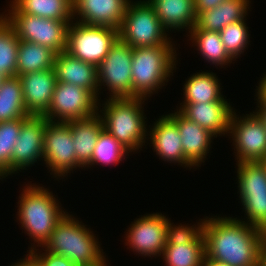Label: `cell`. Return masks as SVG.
<instances>
[{
  "label": "cell",
  "instance_id": "obj_29",
  "mask_svg": "<svg viewBox=\"0 0 266 266\" xmlns=\"http://www.w3.org/2000/svg\"><path fill=\"white\" fill-rule=\"evenodd\" d=\"M28 116L18 76L6 77L0 85V122Z\"/></svg>",
  "mask_w": 266,
  "mask_h": 266
},
{
  "label": "cell",
  "instance_id": "obj_44",
  "mask_svg": "<svg viewBox=\"0 0 266 266\" xmlns=\"http://www.w3.org/2000/svg\"><path fill=\"white\" fill-rule=\"evenodd\" d=\"M261 162L265 166V169H266V156L261 160Z\"/></svg>",
  "mask_w": 266,
  "mask_h": 266
},
{
  "label": "cell",
  "instance_id": "obj_15",
  "mask_svg": "<svg viewBox=\"0 0 266 266\" xmlns=\"http://www.w3.org/2000/svg\"><path fill=\"white\" fill-rule=\"evenodd\" d=\"M46 118L44 116H28L21 125L19 136L12 152V174L26 170L37 160H43V142ZM21 169V170H20Z\"/></svg>",
  "mask_w": 266,
  "mask_h": 266
},
{
  "label": "cell",
  "instance_id": "obj_36",
  "mask_svg": "<svg viewBox=\"0 0 266 266\" xmlns=\"http://www.w3.org/2000/svg\"><path fill=\"white\" fill-rule=\"evenodd\" d=\"M38 250L39 249L35 248L29 251L35 257L38 266H77L64 256H59L47 251L43 253Z\"/></svg>",
  "mask_w": 266,
  "mask_h": 266
},
{
  "label": "cell",
  "instance_id": "obj_16",
  "mask_svg": "<svg viewBox=\"0 0 266 266\" xmlns=\"http://www.w3.org/2000/svg\"><path fill=\"white\" fill-rule=\"evenodd\" d=\"M129 1L73 0V19L82 24L105 26L118 31Z\"/></svg>",
  "mask_w": 266,
  "mask_h": 266
},
{
  "label": "cell",
  "instance_id": "obj_12",
  "mask_svg": "<svg viewBox=\"0 0 266 266\" xmlns=\"http://www.w3.org/2000/svg\"><path fill=\"white\" fill-rule=\"evenodd\" d=\"M43 156L49 172L65 177L70 171L80 168L68 122H55L46 119L44 130Z\"/></svg>",
  "mask_w": 266,
  "mask_h": 266
},
{
  "label": "cell",
  "instance_id": "obj_1",
  "mask_svg": "<svg viewBox=\"0 0 266 266\" xmlns=\"http://www.w3.org/2000/svg\"><path fill=\"white\" fill-rule=\"evenodd\" d=\"M208 218L203 223L206 257L229 266H258L266 231L237 217Z\"/></svg>",
  "mask_w": 266,
  "mask_h": 266
},
{
  "label": "cell",
  "instance_id": "obj_4",
  "mask_svg": "<svg viewBox=\"0 0 266 266\" xmlns=\"http://www.w3.org/2000/svg\"><path fill=\"white\" fill-rule=\"evenodd\" d=\"M145 98H110L102 104L98 115L103 129L118 141L128 152H136L145 145L147 124L144 108Z\"/></svg>",
  "mask_w": 266,
  "mask_h": 266
},
{
  "label": "cell",
  "instance_id": "obj_14",
  "mask_svg": "<svg viewBox=\"0 0 266 266\" xmlns=\"http://www.w3.org/2000/svg\"><path fill=\"white\" fill-rule=\"evenodd\" d=\"M169 219L153 213L135 219L126 234V245L141 256H161L167 241Z\"/></svg>",
  "mask_w": 266,
  "mask_h": 266
},
{
  "label": "cell",
  "instance_id": "obj_18",
  "mask_svg": "<svg viewBox=\"0 0 266 266\" xmlns=\"http://www.w3.org/2000/svg\"><path fill=\"white\" fill-rule=\"evenodd\" d=\"M150 130L152 131L147 134L150 137L147 138L151 139L153 149L161 159L169 163H179L178 165L189 169L194 167L185 158L177 124L168 115H162Z\"/></svg>",
  "mask_w": 266,
  "mask_h": 266
},
{
  "label": "cell",
  "instance_id": "obj_20",
  "mask_svg": "<svg viewBox=\"0 0 266 266\" xmlns=\"http://www.w3.org/2000/svg\"><path fill=\"white\" fill-rule=\"evenodd\" d=\"M178 127L182 138V147L185 158L195 167L204 163L207 153L211 148L213 137L210 131L202 128L197 123L185 117L179 110L175 113L167 114Z\"/></svg>",
  "mask_w": 266,
  "mask_h": 266
},
{
  "label": "cell",
  "instance_id": "obj_42",
  "mask_svg": "<svg viewBox=\"0 0 266 266\" xmlns=\"http://www.w3.org/2000/svg\"><path fill=\"white\" fill-rule=\"evenodd\" d=\"M255 113L260 117L266 128V111H255Z\"/></svg>",
  "mask_w": 266,
  "mask_h": 266
},
{
  "label": "cell",
  "instance_id": "obj_27",
  "mask_svg": "<svg viewBox=\"0 0 266 266\" xmlns=\"http://www.w3.org/2000/svg\"><path fill=\"white\" fill-rule=\"evenodd\" d=\"M22 13L58 21H73V0H12Z\"/></svg>",
  "mask_w": 266,
  "mask_h": 266
},
{
  "label": "cell",
  "instance_id": "obj_5",
  "mask_svg": "<svg viewBox=\"0 0 266 266\" xmlns=\"http://www.w3.org/2000/svg\"><path fill=\"white\" fill-rule=\"evenodd\" d=\"M169 45L133 48L132 57V98L147 99L158 92L176 69L177 53Z\"/></svg>",
  "mask_w": 266,
  "mask_h": 266
},
{
  "label": "cell",
  "instance_id": "obj_41",
  "mask_svg": "<svg viewBox=\"0 0 266 266\" xmlns=\"http://www.w3.org/2000/svg\"><path fill=\"white\" fill-rule=\"evenodd\" d=\"M201 266H229V265L226 263H221V262L215 261L213 259H210V258L204 256L202 263H201Z\"/></svg>",
  "mask_w": 266,
  "mask_h": 266
},
{
  "label": "cell",
  "instance_id": "obj_7",
  "mask_svg": "<svg viewBox=\"0 0 266 266\" xmlns=\"http://www.w3.org/2000/svg\"><path fill=\"white\" fill-rule=\"evenodd\" d=\"M2 15L13 26L20 41L37 43L56 54L66 51L70 21H58L20 12L12 3Z\"/></svg>",
  "mask_w": 266,
  "mask_h": 266
},
{
  "label": "cell",
  "instance_id": "obj_19",
  "mask_svg": "<svg viewBox=\"0 0 266 266\" xmlns=\"http://www.w3.org/2000/svg\"><path fill=\"white\" fill-rule=\"evenodd\" d=\"M177 110L192 122L210 131L216 138L228 134L230 118L234 111L228 101L183 104Z\"/></svg>",
  "mask_w": 266,
  "mask_h": 266
},
{
  "label": "cell",
  "instance_id": "obj_10",
  "mask_svg": "<svg viewBox=\"0 0 266 266\" xmlns=\"http://www.w3.org/2000/svg\"><path fill=\"white\" fill-rule=\"evenodd\" d=\"M132 57L133 48L117 38L97 66L99 90L106 85L109 99L132 98Z\"/></svg>",
  "mask_w": 266,
  "mask_h": 266
},
{
  "label": "cell",
  "instance_id": "obj_13",
  "mask_svg": "<svg viewBox=\"0 0 266 266\" xmlns=\"http://www.w3.org/2000/svg\"><path fill=\"white\" fill-rule=\"evenodd\" d=\"M228 133L234 141L237 163L261 161L266 156V128L254 111L239 119L234 110Z\"/></svg>",
  "mask_w": 266,
  "mask_h": 266
},
{
  "label": "cell",
  "instance_id": "obj_24",
  "mask_svg": "<svg viewBox=\"0 0 266 266\" xmlns=\"http://www.w3.org/2000/svg\"><path fill=\"white\" fill-rule=\"evenodd\" d=\"M250 0H225L217 7L199 12L195 27L206 31L220 32L230 23L246 18Z\"/></svg>",
  "mask_w": 266,
  "mask_h": 266
},
{
  "label": "cell",
  "instance_id": "obj_39",
  "mask_svg": "<svg viewBox=\"0 0 266 266\" xmlns=\"http://www.w3.org/2000/svg\"><path fill=\"white\" fill-rule=\"evenodd\" d=\"M28 253L29 254H27L25 258L21 259L15 264L13 263L11 266H38L35 257L30 252Z\"/></svg>",
  "mask_w": 266,
  "mask_h": 266
},
{
  "label": "cell",
  "instance_id": "obj_26",
  "mask_svg": "<svg viewBox=\"0 0 266 266\" xmlns=\"http://www.w3.org/2000/svg\"><path fill=\"white\" fill-rule=\"evenodd\" d=\"M16 76L54 67L56 53L37 43L20 41L18 46Z\"/></svg>",
  "mask_w": 266,
  "mask_h": 266
},
{
  "label": "cell",
  "instance_id": "obj_23",
  "mask_svg": "<svg viewBox=\"0 0 266 266\" xmlns=\"http://www.w3.org/2000/svg\"><path fill=\"white\" fill-rule=\"evenodd\" d=\"M166 30L190 31L196 23L194 0H148Z\"/></svg>",
  "mask_w": 266,
  "mask_h": 266
},
{
  "label": "cell",
  "instance_id": "obj_31",
  "mask_svg": "<svg viewBox=\"0 0 266 266\" xmlns=\"http://www.w3.org/2000/svg\"><path fill=\"white\" fill-rule=\"evenodd\" d=\"M19 39L13 26L0 14V73L16 76Z\"/></svg>",
  "mask_w": 266,
  "mask_h": 266
},
{
  "label": "cell",
  "instance_id": "obj_33",
  "mask_svg": "<svg viewBox=\"0 0 266 266\" xmlns=\"http://www.w3.org/2000/svg\"><path fill=\"white\" fill-rule=\"evenodd\" d=\"M129 152L122 147V145L116 141L109 133L103 130L97 140L96 146L94 148L93 156L91 159V164H104L117 165L125 159Z\"/></svg>",
  "mask_w": 266,
  "mask_h": 266
},
{
  "label": "cell",
  "instance_id": "obj_34",
  "mask_svg": "<svg viewBox=\"0 0 266 266\" xmlns=\"http://www.w3.org/2000/svg\"><path fill=\"white\" fill-rule=\"evenodd\" d=\"M246 18L228 24L220 32V37L228 54L236 60L249 44V31L246 25Z\"/></svg>",
  "mask_w": 266,
  "mask_h": 266
},
{
  "label": "cell",
  "instance_id": "obj_35",
  "mask_svg": "<svg viewBox=\"0 0 266 266\" xmlns=\"http://www.w3.org/2000/svg\"><path fill=\"white\" fill-rule=\"evenodd\" d=\"M204 219L199 220L197 225H173L170 221L167 225V243L168 244H186L196 241L203 234Z\"/></svg>",
  "mask_w": 266,
  "mask_h": 266
},
{
  "label": "cell",
  "instance_id": "obj_11",
  "mask_svg": "<svg viewBox=\"0 0 266 266\" xmlns=\"http://www.w3.org/2000/svg\"><path fill=\"white\" fill-rule=\"evenodd\" d=\"M98 100L85 88L57 82L50 107L43 116L56 122L87 119L98 113L101 106Z\"/></svg>",
  "mask_w": 266,
  "mask_h": 266
},
{
  "label": "cell",
  "instance_id": "obj_3",
  "mask_svg": "<svg viewBox=\"0 0 266 266\" xmlns=\"http://www.w3.org/2000/svg\"><path fill=\"white\" fill-rule=\"evenodd\" d=\"M47 189L35 184H28V186L26 184L19 196L17 219L22 229L34 241L33 247L30 246L28 251L35 249L36 246L42 247L51 236L58 221L66 213L60 208L53 193Z\"/></svg>",
  "mask_w": 266,
  "mask_h": 266
},
{
  "label": "cell",
  "instance_id": "obj_32",
  "mask_svg": "<svg viewBox=\"0 0 266 266\" xmlns=\"http://www.w3.org/2000/svg\"><path fill=\"white\" fill-rule=\"evenodd\" d=\"M25 119L0 122V180L12 174V152Z\"/></svg>",
  "mask_w": 266,
  "mask_h": 266
},
{
  "label": "cell",
  "instance_id": "obj_37",
  "mask_svg": "<svg viewBox=\"0 0 266 266\" xmlns=\"http://www.w3.org/2000/svg\"><path fill=\"white\" fill-rule=\"evenodd\" d=\"M257 87L256 97H257V108L255 111H266V79L262 76L259 86Z\"/></svg>",
  "mask_w": 266,
  "mask_h": 266
},
{
  "label": "cell",
  "instance_id": "obj_6",
  "mask_svg": "<svg viewBox=\"0 0 266 266\" xmlns=\"http://www.w3.org/2000/svg\"><path fill=\"white\" fill-rule=\"evenodd\" d=\"M166 31L148 0L134 3L130 0L118 30V38L132 48L169 45L172 41Z\"/></svg>",
  "mask_w": 266,
  "mask_h": 266
},
{
  "label": "cell",
  "instance_id": "obj_40",
  "mask_svg": "<svg viewBox=\"0 0 266 266\" xmlns=\"http://www.w3.org/2000/svg\"><path fill=\"white\" fill-rule=\"evenodd\" d=\"M258 266H266V237L263 239L261 248L259 251V263Z\"/></svg>",
  "mask_w": 266,
  "mask_h": 266
},
{
  "label": "cell",
  "instance_id": "obj_28",
  "mask_svg": "<svg viewBox=\"0 0 266 266\" xmlns=\"http://www.w3.org/2000/svg\"><path fill=\"white\" fill-rule=\"evenodd\" d=\"M190 40L206 61L217 66L231 64L234 59L228 54L223 45L219 32L198 29L195 26L188 32Z\"/></svg>",
  "mask_w": 266,
  "mask_h": 266
},
{
  "label": "cell",
  "instance_id": "obj_43",
  "mask_svg": "<svg viewBox=\"0 0 266 266\" xmlns=\"http://www.w3.org/2000/svg\"><path fill=\"white\" fill-rule=\"evenodd\" d=\"M5 78H6V77L0 73V85L2 84V81H3Z\"/></svg>",
  "mask_w": 266,
  "mask_h": 266
},
{
  "label": "cell",
  "instance_id": "obj_17",
  "mask_svg": "<svg viewBox=\"0 0 266 266\" xmlns=\"http://www.w3.org/2000/svg\"><path fill=\"white\" fill-rule=\"evenodd\" d=\"M26 111L29 115L43 116L50 107L57 79L54 68L18 76Z\"/></svg>",
  "mask_w": 266,
  "mask_h": 266
},
{
  "label": "cell",
  "instance_id": "obj_22",
  "mask_svg": "<svg viewBox=\"0 0 266 266\" xmlns=\"http://www.w3.org/2000/svg\"><path fill=\"white\" fill-rule=\"evenodd\" d=\"M78 165L89 167L100 133L104 130L98 113L87 119L68 121Z\"/></svg>",
  "mask_w": 266,
  "mask_h": 266
},
{
  "label": "cell",
  "instance_id": "obj_25",
  "mask_svg": "<svg viewBox=\"0 0 266 266\" xmlns=\"http://www.w3.org/2000/svg\"><path fill=\"white\" fill-rule=\"evenodd\" d=\"M220 81L213 72H199L193 74L184 84L182 104L207 103L227 101L221 94Z\"/></svg>",
  "mask_w": 266,
  "mask_h": 266
},
{
  "label": "cell",
  "instance_id": "obj_38",
  "mask_svg": "<svg viewBox=\"0 0 266 266\" xmlns=\"http://www.w3.org/2000/svg\"><path fill=\"white\" fill-rule=\"evenodd\" d=\"M224 1L225 0H194L195 13L197 15L199 12L213 9Z\"/></svg>",
  "mask_w": 266,
  "mask_h": 266
},
{
  "label": "cell",
  "instance_id": "obj_9",
  "mask_svg": "<svg viewBox=\"0 0 266 266\" xmlns=\"http://www.w3.org/2000/svg\"><path fill=\"white\" fill-rule=\"evenodd\" d=\"M117 38L116 29L72 21L67 32L66 52L97 67Z\"/></svg>",
  "mask_w": 266,
  "mask_h": 266
},
{
  "label": "cell",
  "instance_id": "obj_30",
  "mask_svg": "<svg viewBox=\"0 0 266 266\" xmlns=\"http://www.w3.org/2000/svg\"><path fill=\"white\" fill-rule=\"evenodd\" d=\"M205 256V239L202 234L196 241L186 244L166 242L162 259L166 266H201Z\"/></svg>",
  "mask_w": 266,
  "mask_h": 266
},
{
  "label": "cell",
  "instance_id": "obj_21",
  "mask_svg": "<svg viewBox=\"0 0 266 266\" xmlns=\"http://www.w3.org/2000/svg\"><path fill=\"white\" fill-rule=\"evenodd\" d=\"M53 68L57 82L80 86L89 90L97 99L100 97L98 72L95 65L63 51L56 54Z\"/></svg>",
  "mask_w": 266,
  "mask_h": 266
},
{
  "label": "cell",
  "instance_id": "obj_2",
  "mask_svg": "<svg viewBox=\"0 0 266 266\" xmlns=\"http://www.w3.org/2000/svg\"><path fill=\"white\" fill-rule=\"evenodd\" d=\"M85 226L84 223L66 212L56 224L51 236L43 244L42 249L45 248L44 251L64 256L77 266H107V260L98 239Z\"/></svg>",
  "mask_w": 266,
  "mask_h": 266
},
{
  "label": "cell",
  "instance_id": "obj_8",
  "mask_svg": "<svg viewBox=\"0 0 266 266\" xmlns=\"http://www.w3.org/2000/svg\"><path fill=\"white\" fill-rule=\"evenodd\" d=\"M239 198L247 222L266 231V169L261 161L237 163Z\"/></svg>",
  "mask_w": 266,
  "mask_h": 266
}]
</instances>
